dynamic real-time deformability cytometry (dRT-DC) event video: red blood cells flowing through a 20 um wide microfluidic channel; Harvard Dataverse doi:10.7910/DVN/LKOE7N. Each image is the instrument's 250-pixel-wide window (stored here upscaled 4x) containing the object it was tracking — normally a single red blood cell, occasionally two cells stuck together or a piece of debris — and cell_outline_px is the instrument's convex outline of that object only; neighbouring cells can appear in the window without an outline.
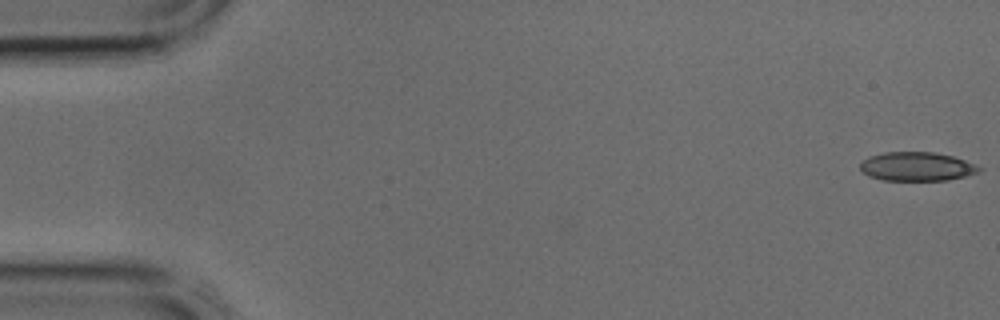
{"species": "common noctule bat (a hibernating species)", "species_latin": "Nyctalus noctula", "temperature_condition": "cold", "stored_images_in_passage": 4, "segment_of_instrument_passage": [1, 2], "camera_frame_rate_fps": 3000, "um_per_image_px": 0.085, "animal": {"sex": "male", "body_mass_g": 17.9, "forearm_length_mm": 54.2}, "frame": {"image": 1, "passage_image": 1, "time_ms": 0.0, "image_size_px": [1000, 320], "cell_outline_px": [[984, 168], [976, 172], [964, 176], [948, 180], [884, 180], [868, 176], [860, 168], [860, 164], [868, 156], [884, 152], [932, 152], [952, 156], [964, 160]], "centroid_in_image_um": [77.9, 14.15], "position_along_channel_um": 7.1, "area_um2": 19.83}}